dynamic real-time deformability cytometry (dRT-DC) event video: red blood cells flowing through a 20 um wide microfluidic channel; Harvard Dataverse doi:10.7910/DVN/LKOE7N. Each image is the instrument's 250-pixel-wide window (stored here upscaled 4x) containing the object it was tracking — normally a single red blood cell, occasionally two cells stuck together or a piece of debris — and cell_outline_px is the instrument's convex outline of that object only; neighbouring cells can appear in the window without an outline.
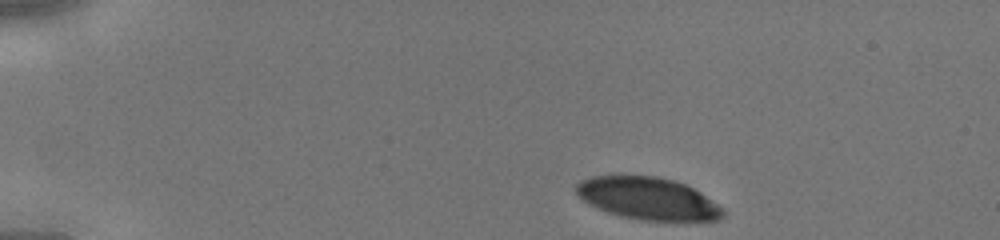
{"species": "human", "species_latin": "Homo sapiens", "temperature_condition": "cold", "stored_images_in_passage": 32, "camera_frame_rate_fps": 3000, "um_per_image_px": 0.085, "donor": {"sex": "male"}, "frame": {"image": 1, "passage_image": 1, "time_ms": 0.0, "image_size_px": [1000, 240], "cell_outline_px": [[724, 216], [720, 220], [640, 220], [608, 212], [588, 204], [576, 192], [576, 184], [580, 180], [592, 176], [656, 176], [676, 180], [700, 192], [724, 208]], "centroid_in_image_um": [55.09, 16.86], "position_along_channel_um": 29.9, "area_um2": 35.89}}
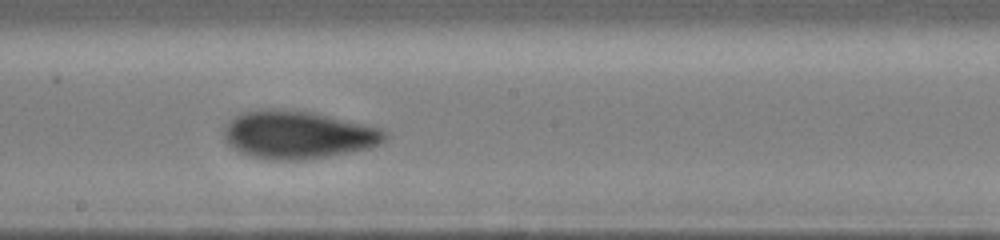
{"frame": {"image": 2, "passage_image": 19, "time_ms": 6.0, "image_size_px": [1000, 240], "cell_outline_px": [[388, 136], [380, 144], [372, 148], [304, 160], [268, 160], [252, 156], [240, 152], [228, 144], [224, 140], [224, 124], [228, 120], [240, 112], [264, 108], [280, 108], [312, 112], [380, 128]], "centroid_in_image_um": [25.26, 11.44], "position_along_channel_um": 222.9, "area_um2": 45.2}}
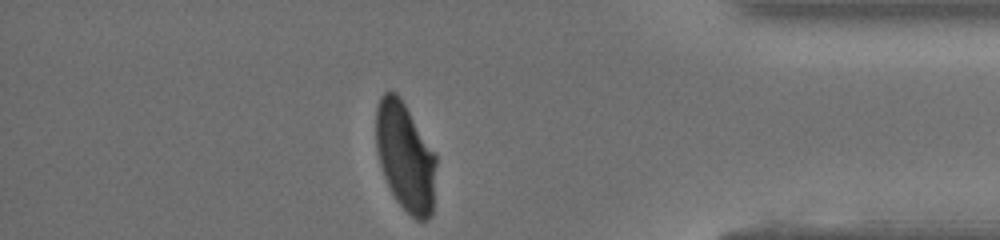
{"frame": {"image": 3, "passage_image": 32, "time_ms": 10.333, "image_size_px": [1000, 240], "cell_outline_px": [[436, 164], [432, 216], [428, 220], [416, 220], [396, 200], [384, 176], [376, 152], [376, 108], [380, 96], [384, 92], [396, 92], [400, 96], [436, 152]], "centroid_in_image_um": [34.46, 13.3], "position_along_channel_um": 400.7, "area_um2": 38.38}}